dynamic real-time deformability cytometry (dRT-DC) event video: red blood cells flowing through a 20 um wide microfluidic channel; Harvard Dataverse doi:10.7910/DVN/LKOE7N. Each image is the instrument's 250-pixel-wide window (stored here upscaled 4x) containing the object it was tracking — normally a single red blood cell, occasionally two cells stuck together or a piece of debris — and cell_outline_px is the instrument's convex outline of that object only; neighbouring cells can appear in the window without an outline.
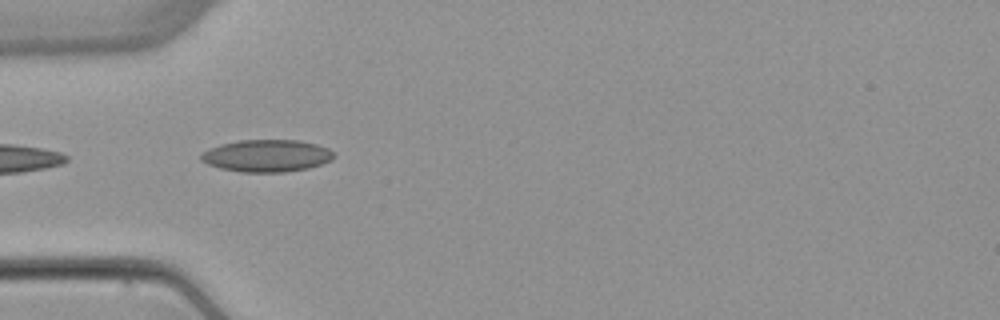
{"species": "common noctule bat (a hibernating species)", "species_latin": "Nyctalus noctula", "temperature_condition": "warm", "stored_images_in_passage": 5, "camera_frame_rate_fps": 3000, "um_per_image_px": 0.085, "animal": {"sex": "female", "body_mass_g": 22.7, "forearm_length_mm": 54.2}, "frame": {"image": 1, "passage_image": 4, "time_ms": 4.667, "image_size_px": [1000, 320], "cell_outline_px": [[332, 160], [308, 168], [284, 172], [240, 172], [220, 168], [208, 164], [200, 160], [200, 156], [204, 152], [220, 144], [240, 140], [300, 140], [316, 144], [328, 148], [332, 152]], "centroid_in_image_um": [22.66, 13.24], "position_along_channel_um": 62.3, "area_um2": 24.74}}
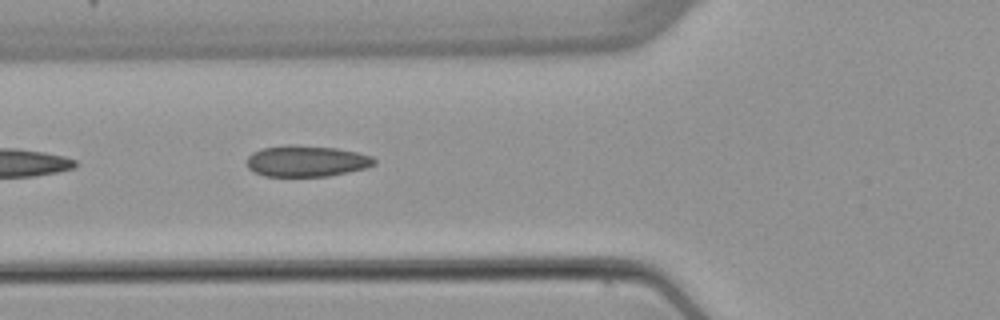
{"frame": {"image": 2, "passage_image": 5, "time_ms": 5.667, "image_size_px": [1000, 320], "cell_outline_px": [[376, 164], [368, 168], [328, 176], [264, 176], [248, 168], [248, 156], [252, 152], [264, 148], [288, 144], [296, 144], [336, 148], [356, 152], [372, 156], [376, 160]], "centroid_in_image_um": [26.08, 13.68], "position_along_channel_um": 99.7, "area_um2": 23.24}}